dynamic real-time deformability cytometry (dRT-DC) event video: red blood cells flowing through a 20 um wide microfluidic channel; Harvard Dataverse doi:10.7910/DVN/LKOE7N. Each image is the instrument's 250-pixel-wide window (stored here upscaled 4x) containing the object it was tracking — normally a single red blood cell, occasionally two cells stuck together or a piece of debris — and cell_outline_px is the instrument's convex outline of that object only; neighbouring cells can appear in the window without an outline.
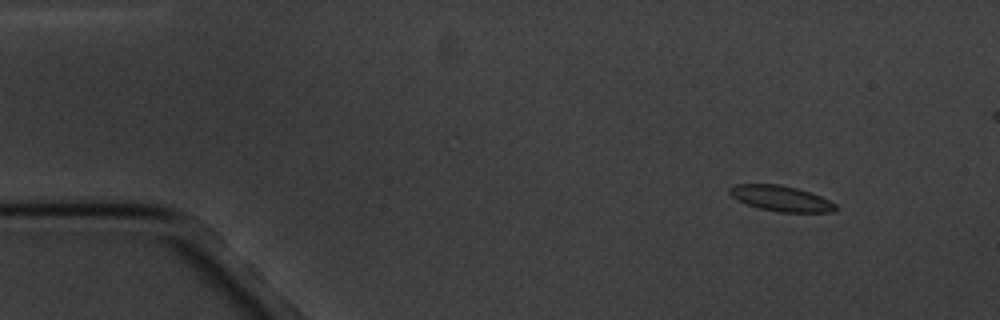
{"species": "common noctule bat (a hibernating species)", "species_latin": "Nyctalus noctula", "temperature_condition": "cold", "stored_images_in_passage": 6, "camera_frame_rate_fps": 3000, "um_per_image_px": 0.085, "animal": {"sex": "male", "body_mass_g": 20.1, "forearm_length_mm": 53.5}, "frame": {"image": 1, "passage_image": 2, "time_ms": 1.0, "image_size_px": [1000, 320], "cell_outline_px": [[836, 208], [832, 212], [780, 212], [760, 208], [748, 204], [732, 196], [728, 192], [728, 188], [736, 184], [780, 184], [796, 188], [820, 196], [836, 204]], "centroid_in_image_um": [66.37, 16.86], "position_along_channel_um": 18.6, "area_um2": 15.49}}